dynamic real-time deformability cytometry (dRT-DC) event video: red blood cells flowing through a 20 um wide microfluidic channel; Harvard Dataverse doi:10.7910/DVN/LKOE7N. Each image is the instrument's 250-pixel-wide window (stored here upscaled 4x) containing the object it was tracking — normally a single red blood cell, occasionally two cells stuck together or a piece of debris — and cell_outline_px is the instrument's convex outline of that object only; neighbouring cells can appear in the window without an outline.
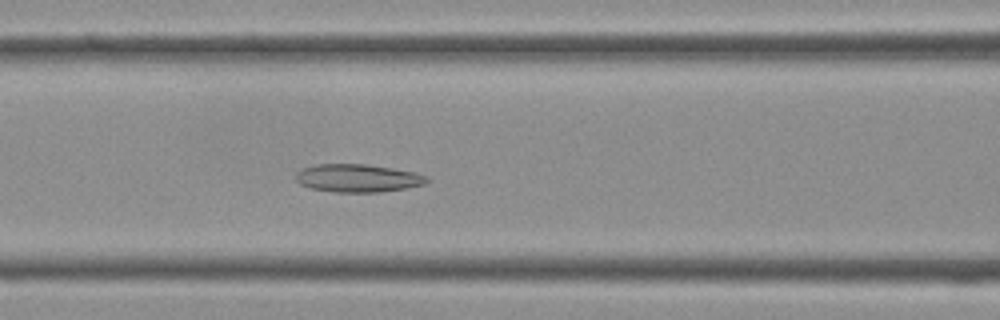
{"species": "Egyptian fruit bat (a non-hibernating species)", "species_latin": "Rousettus aegyptiacus", "temperature_condition": "cold", "stored_images_in_passage": 40, "camera_frame_rate_fps": 3000, "um_per_image_px": 0.085, "frame": {"image": 1, "passage_image": 17, "time_ms": 5.333, "image_size_px": [1000, 320], "cell_outline_px": [[428, 180], [424, 184], [404, 188], [376, 192], [336, 192], [308, 188], [300, 184], [296, 180], [296, 172], [304, 168], [316, 164], [368, 164], [416, 172], [428, 176]], "centroid_in_image_um": [30.39, 15.13], "position_along_channel_um": 136.2, "area_um2": 21.33}}
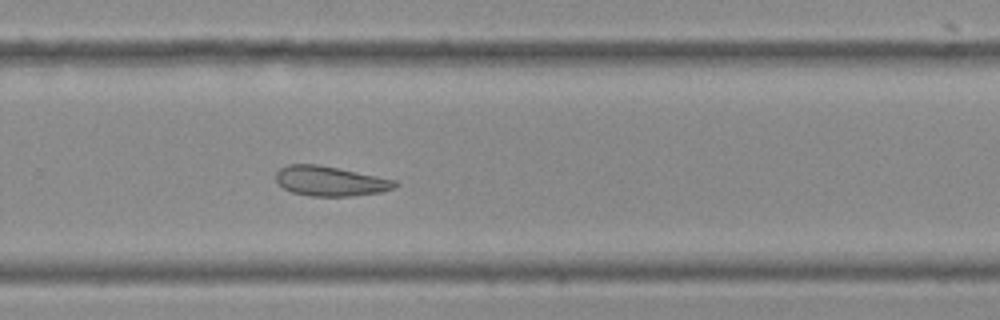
{"frame": {"image": 2, "passage_image": 27, "time_ms": 8.667, "image_size_px": [1000, 320], "cell_outline_px": [[400, 184], [396, 188], [380, 192], [352, 196], [312, 196], [292, 192], [284, 188], [276, 180], [276, 172], [280, 168], [288, 164], [320, 164], [396, 180]], "centroid_in_image_um": [28.1, 15.39], "position_along_channel_um": 301.7, "area_um2": 20.75}}
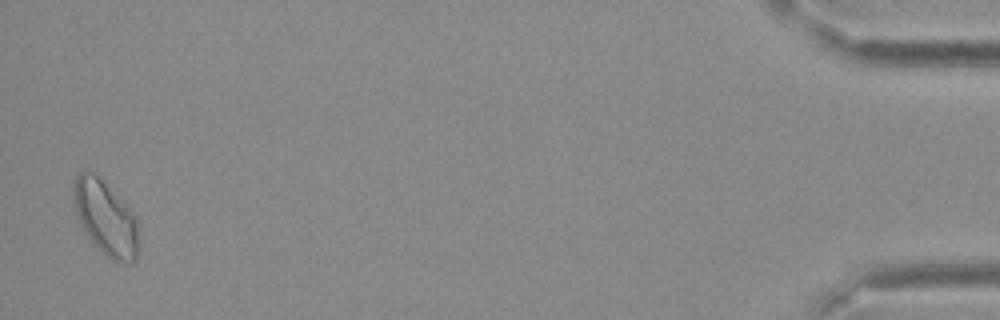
{"frame": {"image": 3, "passage_image": 40, "time_ms": 13.0, "image_size_px": [1000, 320], "cell_outline_px": [[140, 248], [136, 260], [132, 264], [124, 264], [112, 260], [92, 244], [84, 232], [80, 224], [72, 200], [72, 180], [80, 172], [88, 168], [136, 216]], "centroid_in_image_um": [8.96, 18.59], "position_along_channel_um": 426.2, "area_um2": 28.61}}